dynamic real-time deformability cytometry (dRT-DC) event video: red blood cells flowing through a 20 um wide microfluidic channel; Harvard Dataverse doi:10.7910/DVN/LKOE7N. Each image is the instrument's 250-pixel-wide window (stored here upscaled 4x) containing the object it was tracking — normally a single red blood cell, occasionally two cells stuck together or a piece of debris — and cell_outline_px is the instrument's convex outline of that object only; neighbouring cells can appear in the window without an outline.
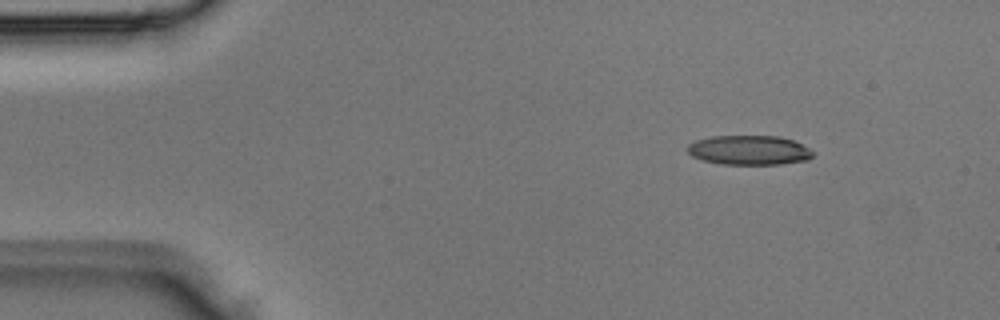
{"species": "Egyptian fruit bat (a non-hibernating species)", "species_latin": "Rousettus aegyptiacus", "temperature_condition": "room temperature", "stored_images_in_passage": 2, "camera_frame_rate_fps": 3000, "um_per_image_px": 0.085, "animal": {"sex": "male"}, "frame": {"image": 1, "passage_image": 1, "time_ms": 0.0, "image_size_px": [1000, 320], "cell_outline_px": [[812, 156], [808, 160], [780, 164], [720, 164], [700, 160], [692, 156], [688, 152], [688, 144], [696, 140], [712, 136], [780, 136], [792, 140], [808, 148], [812, 152]], "centroid_in_image_um": [63.64, 12.76], "position_along_channel_um": 21.4, "area_um2": 21.5}}